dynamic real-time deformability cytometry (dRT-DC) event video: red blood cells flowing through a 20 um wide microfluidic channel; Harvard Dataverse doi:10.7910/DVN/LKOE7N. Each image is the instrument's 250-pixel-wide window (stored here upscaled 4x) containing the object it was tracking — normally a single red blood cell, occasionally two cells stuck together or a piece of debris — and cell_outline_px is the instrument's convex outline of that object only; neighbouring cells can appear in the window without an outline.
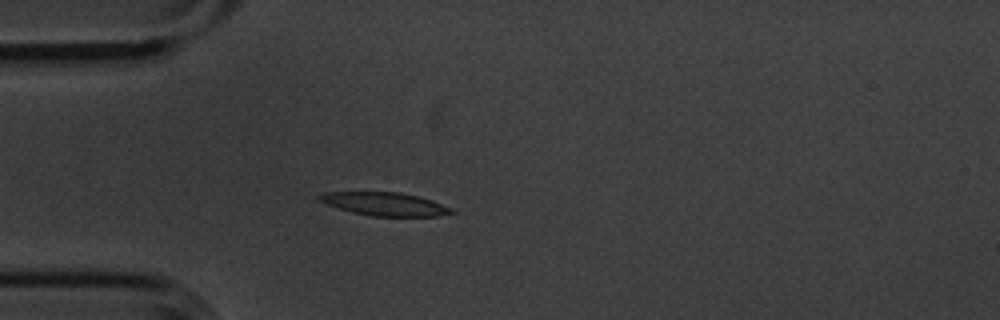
{"species": "common noctule bat (a hibernating species)", "species_latin": "Nyctalus noctula", "temperature_condition": "cold", "stored_images_in_passage": 4, "camera_frame_rate_fps": 3000, "um_per_image_px": 0.085, "animal": {"sex": "male", "body_mass_g": 20.1, "forearm_length_mm": 53.5}, "frame": {"image": 1, "passage_image": 4, "time_ms": 1.0, "image_size_px": [1000, 320], "cell_outline_px": [[456, 212], [436, 216], [372, 216], [352, 212], [316, 200], [316, 196], [324, 192], [400, 192], [432, 200], [452, 208]], "centroid_in_image_um": [32.69, 17.33], "position_along_channel_um": 52.3, "area_um2": 17.8}}